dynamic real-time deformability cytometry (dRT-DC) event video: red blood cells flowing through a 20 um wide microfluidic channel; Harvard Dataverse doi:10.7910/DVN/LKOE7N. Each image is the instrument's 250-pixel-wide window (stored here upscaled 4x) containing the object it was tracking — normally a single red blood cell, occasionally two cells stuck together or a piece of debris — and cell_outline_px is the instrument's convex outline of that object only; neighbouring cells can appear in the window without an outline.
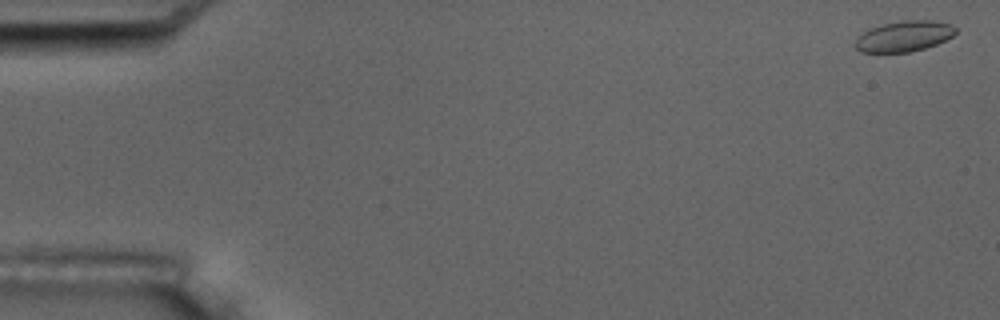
{"species": "common noctule bat (a hibernating species)", "species_latin": "Nyctalus noctula", "temperature_condition": "room temperature", "stored_images_in_passage": 5, "camera_frame_rate_fps": 3000, "um_per_image_px": 0.085, "animal": {"sex": "male", "body_mass_g": 17.5, "forearm_length_mm": 52.3}, "frame": {"image": 1, "passage_image": 1, "time_ms": 0.0, "image_size_px": [1000, 320], "cell_outline_px": [[956, 32], [952, 36], [936, 44], [924, 48], [908, 52], [860, 52], [856, 48], [856, 36], [880, 24], [904, 20], [932, 20], [948, 24], [956, 28]], "centroid_in_image_um": [76.82, 3.07], "position_along_channel_um": 8.2, "area_um2": 17.74}}